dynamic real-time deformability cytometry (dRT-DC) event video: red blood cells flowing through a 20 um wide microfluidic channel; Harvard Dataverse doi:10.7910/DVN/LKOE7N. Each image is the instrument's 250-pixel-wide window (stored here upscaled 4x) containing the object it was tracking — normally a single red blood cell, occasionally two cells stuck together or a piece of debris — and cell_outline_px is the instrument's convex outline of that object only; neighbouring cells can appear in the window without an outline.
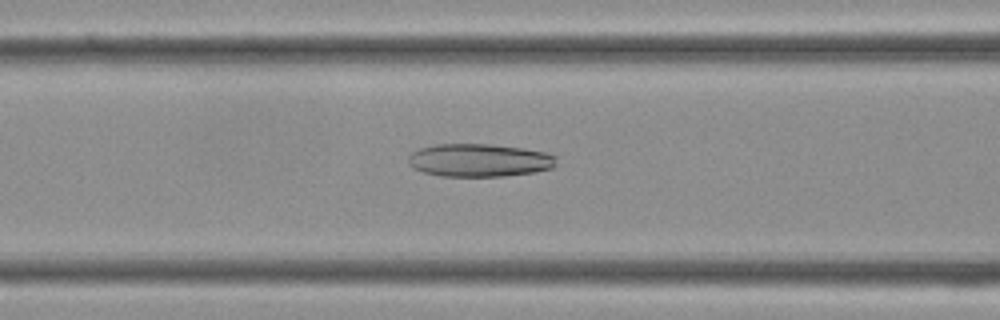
{"species": "Egyptian fruit bat (a non-hibernating species)", "species_latin": "Rousettus aegyptiacus", "temperature_condition": "cold", "stored_images_in_passage": 34, "camera_frame_rate_fps": 3000, "um_per_image_px": 0.085, "frame": {"image": 1, "passage_image": 13, "time_ms": 4.0, "image_size_px": [1000, 320], "cell_outline_px": [[556, 164], [552, 168], [536, 172], [504, 176], [440, 176], [424, 172], [412, 168], [408, 164], [408, 156], [412, 152], [420, 148], [436, 144], [488, 144], [520, 148], [544, 152], [556, 156]], "centroid_in_image_um": [40.71, 13.63], "position_along_channel_um": 125.9, "area_um2": 28.5}}
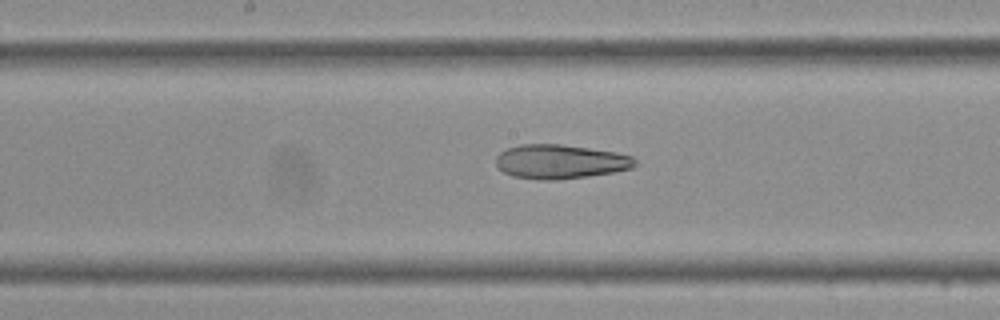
{"frame": {"image": 2, "passage_image": 17, "time_ms": 5.333, "image_size_px": [1000, 320], "cell_outline_px": [[640, 164], [632, 168], [612, 172], [588, 176], [560, 180], [540, 180], [512, 176], [504, 172], [496, 164], [496, 156], [500, 152], [508, 148], [520, 144], [560, 144], [616, 152], [632, 156]], "centroid_in_image_um": [47.64, 13.74], "position_along_channel_um": 200.6, "area_um2": 27.8}}
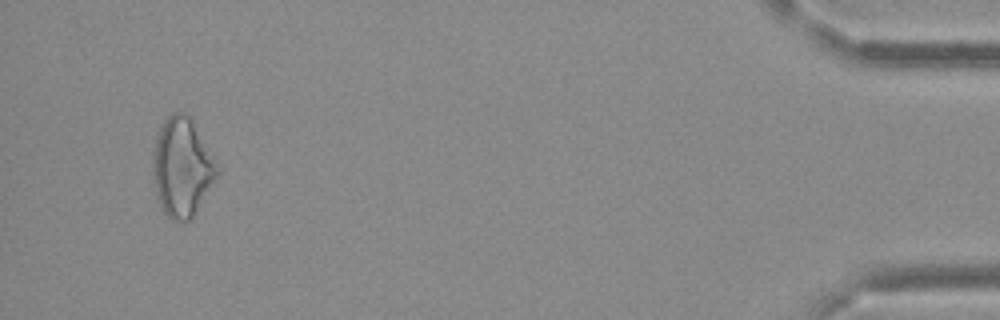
{"frame": {"image": 3, "passage_image": 33, "time_ms": 10.667, "image_size_px": [1000, 320], "cell_outline_px": [[216, 176], [192, 216], [188, 220], [172, 220], [160, 208], [152, 184], [152, 152], [160, 128], [164, 120], [172, 112], [184, 112], [188, 116], [216, 164]], "centroid_in_image_um": [15.37, 14.24], "position_along_channel_um": 419.8, "area_um2": 35.89}}